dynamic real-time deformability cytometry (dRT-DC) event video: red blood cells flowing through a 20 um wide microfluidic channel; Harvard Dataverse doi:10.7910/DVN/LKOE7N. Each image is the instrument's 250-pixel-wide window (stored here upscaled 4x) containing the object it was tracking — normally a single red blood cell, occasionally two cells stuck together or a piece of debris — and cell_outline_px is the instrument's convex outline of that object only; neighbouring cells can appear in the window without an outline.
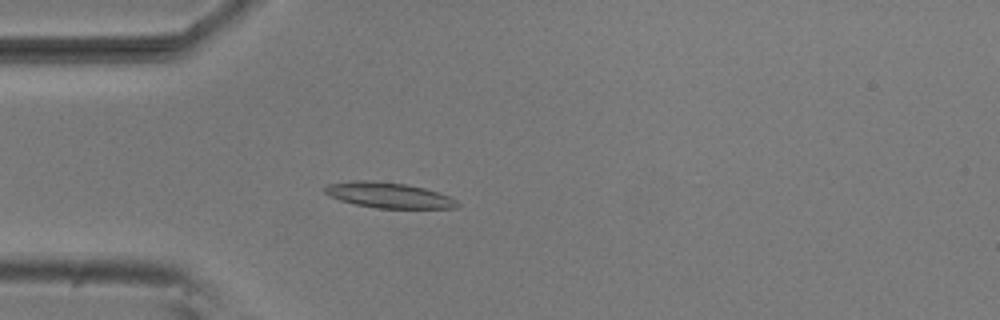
{"species": "common noctule bat (a hibernating species)", "species_latin": "Nyctalus noctula", "temperature_condition": "room temperature", "stored_images_in_passage": 3, "camera_frame_rate_fps": 3000, "um_per_image_px": 0.085, "animal": {"sex": "male", "body_mass_g": 20.5, "forearm_length_mm": 52.5}, "frame": {"image": 1, "passage_image": 3, "time_ms": 0.667, "image_size_px": [1000, 320], "cell_outline_px": [[460, 204], [456, 208], [376, 208], [356, 204], [340, 200], [324, 192], [324, 188], [328, 184], [352, 180], [372, 180], [408, 184], [424, 188], [448, 196], [456, 200]], "centroid_in_image_um": [33.03, 16.58], "position_along_channel_um": 52.0, "area_um2": 19.59}}